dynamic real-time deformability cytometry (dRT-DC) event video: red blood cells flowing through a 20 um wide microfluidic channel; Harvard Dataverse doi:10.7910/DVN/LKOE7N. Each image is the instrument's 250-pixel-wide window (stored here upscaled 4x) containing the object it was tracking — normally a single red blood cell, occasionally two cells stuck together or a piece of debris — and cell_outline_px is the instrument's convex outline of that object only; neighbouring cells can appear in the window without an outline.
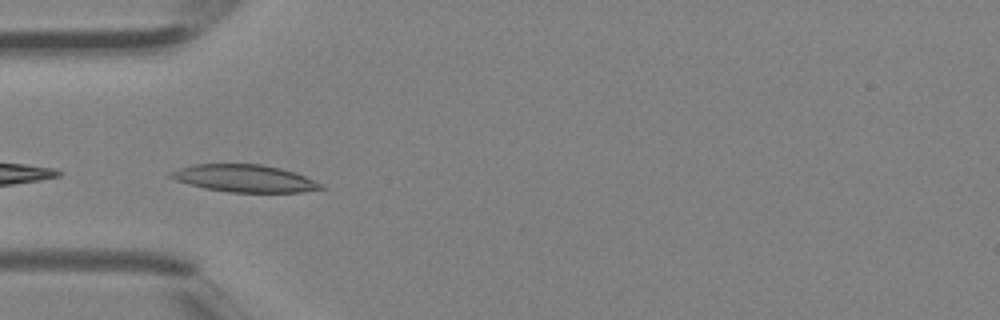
{"species": "Egyptian fruit bat (a non-hibernating species)", "species_latin": "Rousettus aegyptiacus", "temperature_condition": "room temperature", "stored_images_in_passage": 5, "camera_frame_rate_fps": 3000, "um_per_image_px": 0.085, "animal": {"sex": "female"}, "frame": {"image": 1, "passage_image": 4, "time_ms": 1.0, "image_size_px": [1000, 320], "cell_outline_px": [[324, 188], [300, 192], [228, 192], [204, 188], [188, 184], [176, 180], [168, 176], [168, 172], [192, 164], [260, 164], [280, 168], [296, 172], [320, 184]], "centroid_in_image_um": [20.72, 15.16], "position_along_channel_um": 64.3, "area_um2": 23.76}}
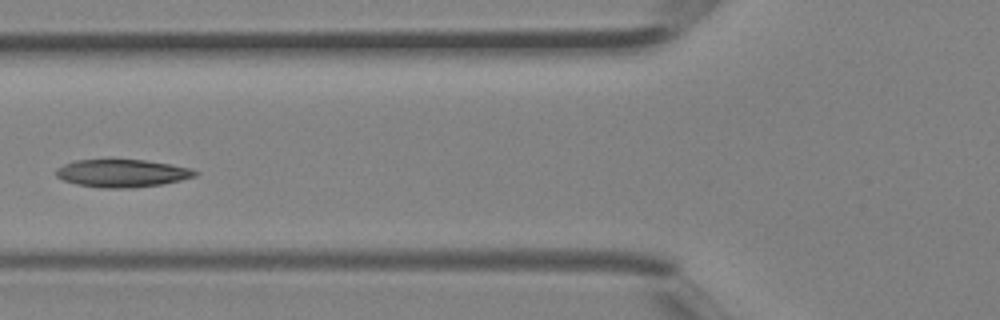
{"frame": {"image": 2, "passage_image": 5, "time_ms": 1.333, "image_size_px": [1000, 320], "cell_outline_px": [[200, 172], [196, 176], [180, 180], [160, 184], [132, 188], [100, 188], [76, 184], [64, 180], [56, 176], [56, 168], [64, 164], [76, 160], [144, 160], [168, 164], [188, 168]], "centroid_in_image_um": [10.35, 14.73], "position_along_channel_um": 115.4, "area_um2": 22.25}}